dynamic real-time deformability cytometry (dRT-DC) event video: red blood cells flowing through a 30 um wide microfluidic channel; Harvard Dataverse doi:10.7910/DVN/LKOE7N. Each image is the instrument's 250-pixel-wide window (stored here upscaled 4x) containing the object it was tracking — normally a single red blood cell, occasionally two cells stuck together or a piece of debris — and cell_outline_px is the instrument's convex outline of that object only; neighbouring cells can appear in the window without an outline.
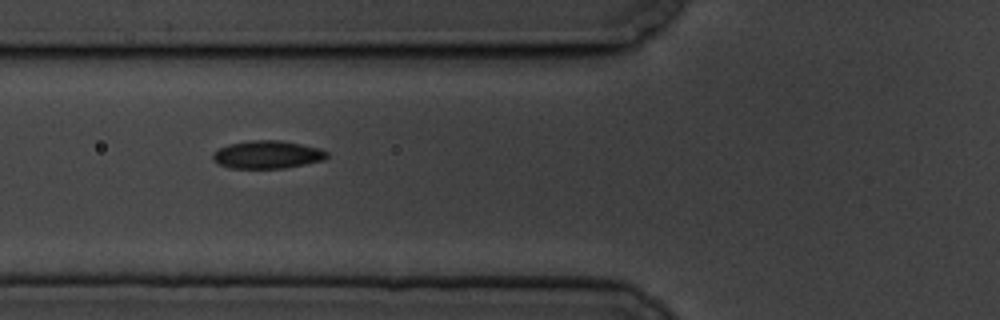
{"species": "common noctule bat (a hibernating species)", "species_latin": "Nyctalus noctula", "temperature_condition": "cold", "stored_images_in_passage": 9, "camera_frame_rate_fps": 3000, "um_per_image_px": 0.085, "animal": {"sex": "male", "body_mass_g": 19.5, "forearm_length_mm": 54.6}, "frame": {"image": 1, "passage_image": 6, "time_ms": 6.333, "image_size_px": [1000, 320], "cell_outline_px": [[328, 156], [324, 160], [284, 168], [232, 168], [220, 164], [212, 160], [212, 152], [228, 144], [252, 140], [280, 140], [320, 148], [328, 152]], "centroid_in_image_um": [22.72, 13.14], "position_along_channel_um": 103.1, "area_um2": 18.5}}
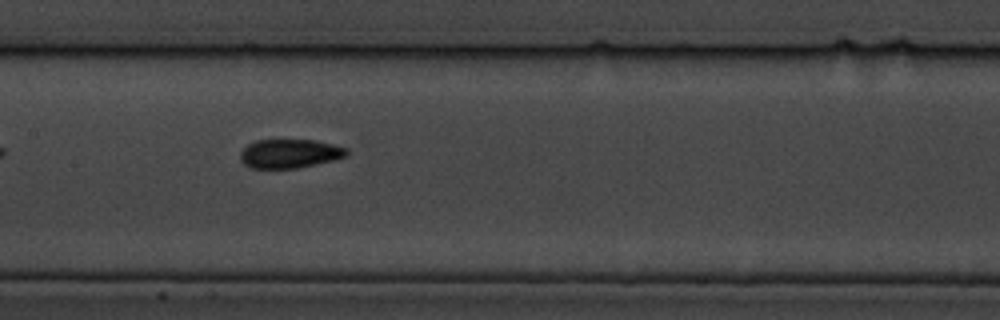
{"frame": {"image": 2, "passage_image": 8, "time_ms": 8.667, "image_size_px": [1000, 320], "cell_outline_px": [[348, 156], [316, 164], [296, 168], [248, 168], [240, 160], [240, 152], [248, 144], [256, 140], [316, 140], [348, 148]], "centroid_in_image_um": [24.61, 13.05], "position_along_channel_um": 182.8, "area_um2": 17.98}}
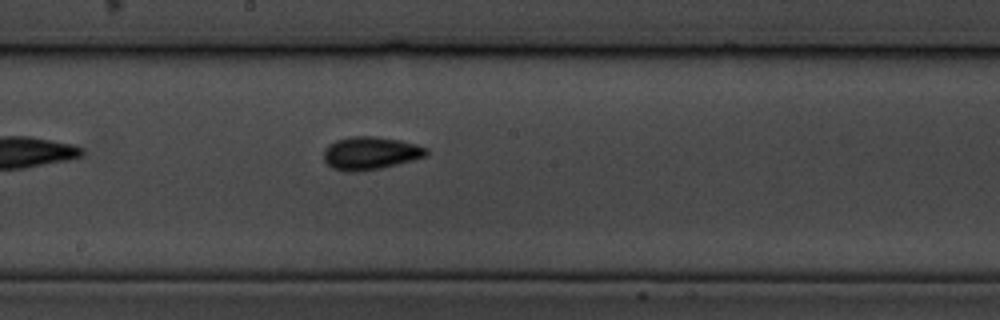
{"frame": {"image": 3, "passage_image": 9, "time_ms": 9.667, "image_size_px": [1000, 320], "cell_outline_px": [[428, 152], [424, 156], [412, 160], [380, 168], [360, 172], [344, 172], [332, 168], [324, 160], [324, 148], [328, 144], [336, 140], [348, 136], [372, 136], [400, 140], [416, 144], [428, 148]], "centroid_in_image_um": [31.44, 13.02], "position_along_channel_um": 216.8, "area_um2": 19.77}}